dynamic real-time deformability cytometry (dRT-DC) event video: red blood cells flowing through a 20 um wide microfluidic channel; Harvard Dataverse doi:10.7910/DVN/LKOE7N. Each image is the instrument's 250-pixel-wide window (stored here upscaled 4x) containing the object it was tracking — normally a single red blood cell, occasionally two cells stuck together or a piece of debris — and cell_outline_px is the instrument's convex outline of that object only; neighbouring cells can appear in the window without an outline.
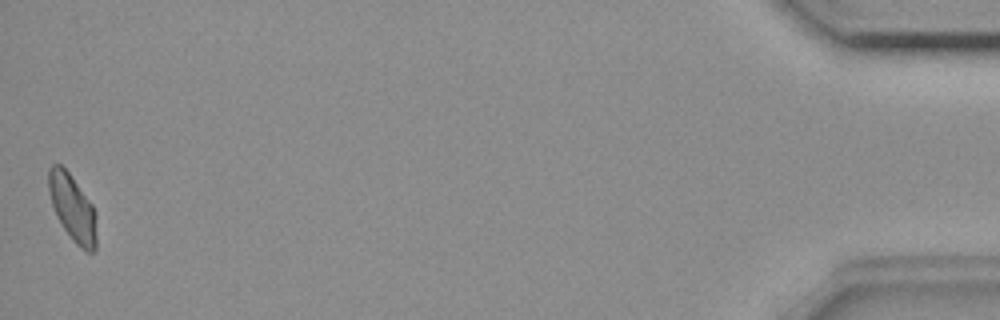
{"species": "common noctule bat (a hibernating species)", "species_latin": "Nyctalus noctula", "temperature_condition": "room temperature", "stored_images_in_passage": 55, "camera_frame_rate_fps": 3000, "um_per_image_px": 0.085, "animal": {"sex": "female", "body_mass_g": 18.4}, "frame": {"image": 1, "passage_image": 55, "time_ms": 18.0, "image_size_px": [1000, 320], "cell_outline_px": [[96, 248], [92, 252], [84, 252], [72, 240], [64, 228], [52, 204], [48, 192], [48, 168], [52, 164], [60, 164], [68, 172], [92, 204], [96, 212]], "centroid_in_image_um": [6.17, 17.68], "position_along_channel_um": 429.0, "area_um2": 18.5}, "authors_computed_cell_mechanics": {"area_um2": 19.3052, "velocity_mm_per_s": 3.6316, "shape_relaxation_time_tau1_ms": null, "shape_relaxation_time_tau2_ms": 8.6086, "deformation_change_tau1": null, "deformation_change_tau2": 0.141}}